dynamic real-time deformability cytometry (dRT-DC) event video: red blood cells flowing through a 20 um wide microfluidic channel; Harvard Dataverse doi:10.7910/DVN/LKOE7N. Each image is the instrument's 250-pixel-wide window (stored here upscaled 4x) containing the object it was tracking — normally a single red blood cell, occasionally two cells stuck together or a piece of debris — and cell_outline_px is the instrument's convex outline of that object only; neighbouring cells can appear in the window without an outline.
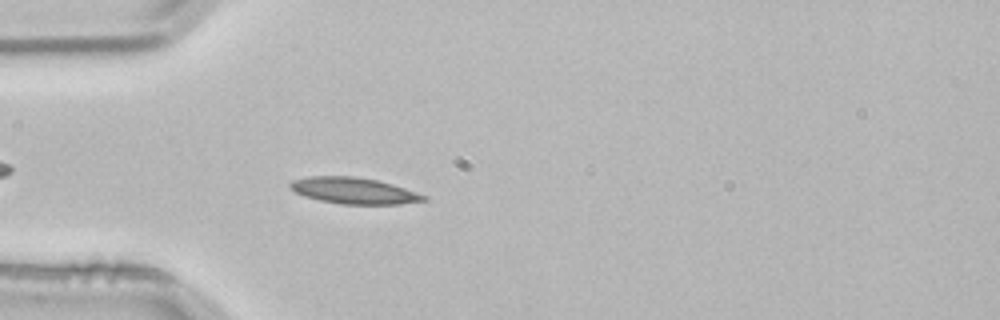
{"species": "common noctule bat (a hibernating species)", "species_latin": "Nyctalus noctula", "temperature_condition": "room temperature", "stored_images_in_passage": 3, "camera_frame_rate_fps": 3000, "um_per_image_px": 0.085, "animal": {"sex": "male", "body_mass_g": 21.5, "forearm_length_mm": 52.0}, "frame": {"image": 1, "passage_image": 3, "time_ms": 0.667, "image_size_px": [1000, 320], "cell_outline_px": [[428, 200], [400, 204], [340, 204], [320, 200], [304, 196], [296, 192], [288, 184], [292, 180], [308, 176], [352, 176], [376, 180], [392, 184], [428, 196]], "centroid_in_image_um": [30.08, 16.21], "position_along_channel_um": 54.9, "area_um2": 20.35}}